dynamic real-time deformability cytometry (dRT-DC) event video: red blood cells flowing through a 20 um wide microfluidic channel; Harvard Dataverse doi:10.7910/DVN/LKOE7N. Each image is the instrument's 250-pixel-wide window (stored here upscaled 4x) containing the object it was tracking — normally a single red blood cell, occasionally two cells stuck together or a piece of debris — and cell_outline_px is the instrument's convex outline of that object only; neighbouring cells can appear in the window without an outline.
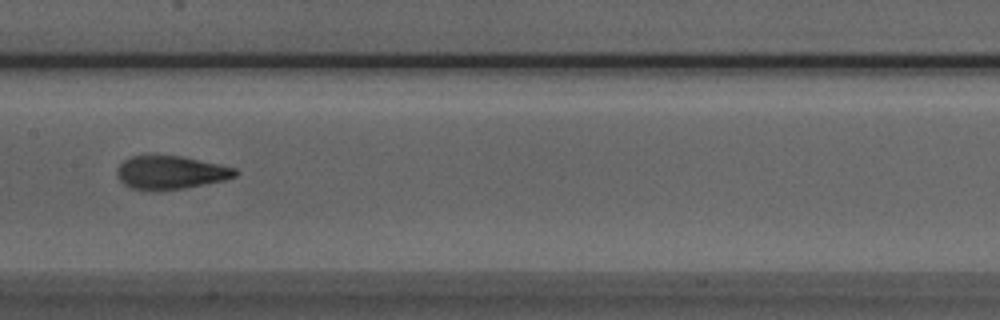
{"species": "Egyptian fruit bat (a non-hibernating species)", "species_latin": "Rousettus aegyptiacus", "temperature_condition": "room temperature", "stored_images_in_passage": 6, "camera_frame_rate_fps": 3000, "um_per_image_px": 0.085, "animal": {"sex": "male"}, "frame": {"image": 1, "passage_image": 6, "time_ms": 1.667, "image_size_px": [1000, 320], "cell_outline_px": [[240, 172], [236, 176], [224, 180], [184, 188], [156, 192], [132, 188], [124, 184], [116, 176], [116, 168], [124, 160], [132, 156], [180, 156], [220, 164], [236, 168]], "centroid_in_image_um": [14.49, 14.68], "position_along_channel_um": 192.9, "area_um2": 23.12}}